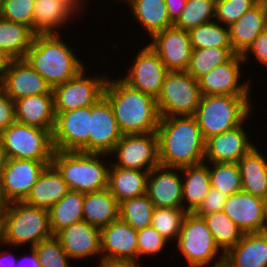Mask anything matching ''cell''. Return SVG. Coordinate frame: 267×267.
<instances>
[{
  "label": "cell",
  "mask_w": 267,
  "mask_h": 267,
  "mask_svg": "<svg viewBox=\"0 0 267 267\" xmlns=\"http://www.w3.org/2000/svg\"><path fill=\"white\" fill-rule=\"evenodd\" d=\"M157 135L159 165L182 168L204 162L205 140L194 116L161 117Z\"/></svg>",
  "instance_id": "1"
},
{
  "label": "cell",
  "mask_w": 267,
  "mask_h": 267,
  "mask_svg": "<svg viewBox=\"0 0 267 267\" xmlns=\"http://www.w3.org/2000/svg\"><path fill=\"white\" fill-rule=\"evenodd\" d=\"M116 78L108 77L103 96L112 107L121 133L157 132L161 117L156 98L132 88L120 77Z\"/></svg>",
  "instance_id": "2"
},
{
  "label": "cell",
  "mask_w": 267,
  "mask_h": 267,
  "mask_svg": "<svg viewBox=\"0 0 267 267\" xmlns=\"http://www.w3.org/2000/svg\"><path fill=\"white\" fill-rule=\"evenodd\" d=\"M62 36V31L34 34L30 48L23 58L46 80L52 89L76 77L87 68L81 58L74 53L76 52L75 48L72 50L70 44L68 45Z\"/></svg>",
  "instance_id": "3"
},
{
  "label": "cell",
  "mask_w": 267,
  "mask_h": 267,
  "mask_svg": "<svg viewBox=\"0 0 267 267\" xmlns=\"http://www.w3.org/2000/svg\"><path fill=\"white\" fill-rule=\"evenodd\" d=\"M109 157L104 153L55 150L51 164L62 175L70 190L86 194L107 188L112 161Z\"/></svg>",
  "instance_id": "4"
},
{
  "label": "cell",
  "mask_w": 267,
  "mask_h": 267,
  "mask_svg": "<svg viewBox=\"0 0 267 267\" xmlns=\"http://www.w3.org/2000/svg\"><path fill=\"white\" fill-rule=\"evenodd\" d=\"M251 95H201L193 115L204 140L240 126L256 109ZM253 103V104H252ZM254 108V109H252Z\"/></svg>",
  "instance_id": "5"
},
{
  "label": "cell",
  "mask_w": 267,
  "mask_h": 267,
  "mask_svg": "<svg viewBox=\"0 0 267 267\" xmlns=\"http://www.w3.org/2000/svg\"><path fill=\"white\" fill-rule=\"evenodd\" d=\"M52 236L48 209L20 201L3 210V247L30 248Z\"/></svg>",
  "instance_id": "6"
},
{
  "label": "cell",
  "mask_w": 267,
  "mask_h": 267,
  "mask_svg": "<svg viewBox=\"0 0 267 267\" xmlns=\"http://www.w3.org/2000/svg\"><path fill=\"white\" fill-rule=\"evenodd\" d=\"M175 243L187 267H207L224 261V253L216 245L203 217L187 212ZM220 256V257H219Z\"/></svg>",
  "instance_id": "7"
},
{
  "label": "cell",
  "mask_w": 267,
  "mask_h": 267,
  "mask_svg": "<svg viewBox=\"0 0 267 267\" xmlns=\"http://www.w3.org/2000/svg\"><path fill=\"white\" fill-rule=\"evenodd\" d=\"M200 98L198 80L187 71H168L156 98L160 117L193 116Z\"/></svg>",
  "instance_id": "8"
},
{
  "label": "cell",
  "mask_w": 267,
  "mask_h": 267,
  "mask_svg": "<svg viewBox=\"0 0 267 267\" xmlns=\"http://www.w3.org/2000/svg\"><path fill=\"white\" fill-rule=\"evenodd\" d=\"M0 140L6 150L8 159L52 161L55 151L52 143V133L49 130L17 121L0 132Z\"/></svg>",
  "instance_id": "9"
},
{
  "label": "cell",
  "mask_w": 267,
  "mask_h": 267,
  "mask_svg": "<svg viewBox=\"0 0 267 267\" xmlns=\"http://www.w3.org/2000/svg\"><path fill=\"white\" fill-rule=\"evenodd\" d=\"M86 68L76 77L53 88L55 112H67L95 104L103 97L109 74H89ZM86 74V75H85Z\"/></svg>",
  "instance_id": "10"
},
{
  "label": "cell",
  "mask_w": 267,
  "mask_h": 267,
  "mask_svg": "<svg viewBox=\"0 0 267 267\" xmlns=\"http://www.w3.org/2000/svg\"><path fill=\"white\" fill-rule=\"evenodd\" d=\"M109 155L117 167L151 171L159 165L157 132L122 135Z\"/></svg>",
  "instance_id": "11"
},
{
  "label": "cell",
  "mask_w": 267,
  "mask_h": 267,
  "mask_svg": "<svg viewBox=\"0 0 267 267\" xmlns=\"http://www.w3.org/2000/svg\"><path fill=\"white\" fill-rule=\"evenodd\" d=\"M55 113L56 122L52 132L54 150L88 153L90 106Z\"/></svg>",
  "instance_id": "12"
},
{
  "label": "cell",
  "mask_w": 267,
  "mask_h": 267,
  "mask_svg": "<svg viewBox=\"0 0 267 267\" xmlns=\"http://www.w3.org/2000/svg\"><path fill=\"white\" fill-rule=\"evenodd\" d=\"M138 51L127 74L120 78L132 88L157 98L168 70L148 44Z\"/></svg>",
  "instance_id": "13"
},
{
  "label": "cell",
  "mask_w": 267,
  "mask_h": 267,
  "mask_svg": "<svg viewBox=\"0 0 267 267\" xmlns=\"http://www.w3.org/2000/svg\"><path fill=\"white\" fill-rule=\"evenodd\" d=\"M242 64H245L242 55L234 54L227 62L200 77L198 84L201 95H251L252 78L241 81Z\"/></svg>",
  "instance_id": "14"
},
{
  "label": "cell",
  "mask_w": 267,
  "mask_h": 267,
  "mask_svg": "<svg viewBox=\"0 0 267 267\" xmlns=\"http://www.w3.org/2000/svg\"><path fill=\"white\" fill-rule=\"evenodd\" d=\"M52 161L10 158L1 173L2 188L9 203L24 201L33 184Z\"/></svg>",
  "instance_id": "15"
},
{
  "label": "cell",
  "mask_w": 267,
  "mask_h": 267,
  "mask_svg": "<svg viewBox=\"0 0 267 267\" xmlns=\"http://www.w3.org/2000/svg\"><path fill=\"white\" fill-rule=\"evenodd\" d=\"M102 261L138 264L137 230L118 218L100 229Z\"/></svg>",
  "instance_id": "16"
},
{
  "label": "cell",
  "mask_w": 267,
  "mask_h": 267,
  "mask_svg": "<svg viewBox=\"0 0 267 267\" xmlns=\"http://www.w3.org/2000/svg\"><path fill=\"white\" fill-rule=\"evenodd\" d=\"M122 135L109 101L101 97L90 106L88 153L109 155Z\"/></svg>",
  "instance_id": "17"
},
{
  "label": "cell",
  "mask_w": 267,
  "mask_h": 267,
  "mask_svg": "<svg viewBox=\"0 0 267 267\" xmlns=\"http://www.w3.org/2000/svg\"><path fill=\"white\" fill-rule=\"evenodd\" d=\"M243 233L267 230V200L243 190L227 197L222 210Z\"/></svg>",
  "instance_id": "18"
},
{
  "label": "cell",
  "mask_w": 267,
  "mask_h": 267,
  "mask_svg": "<svg viewBox=\"0 0 267 267\" xmlns=\"http://www.w3.org/2000/svg\"><path fill=\"white\" fill-rule=\"evenodd\" d=\"M148 45L158 54L168 71H186L192 46L188 31L174 26L155 33Z\"/></svg>",
  "instance_id": "19"
},
{
  "label": "cell",
  "mask_w": 267,
  "mask_h": 267,
  "mask_svg": "<svg viewBox=\"0 0 267 267\" xmlns=\"http://www.w3.org/2000/svg\"><path fill=\"white\" fill-rule=\"evenodd\" d=\"M250 117L252 114L240 126L206 139L204 162L237 163L256 146L243 125Z\"/></svg>",
  "instance_id": "20"
},
{
  "label": "cell",
  "mask_w": 267,
  "mask_h": 267,
  "mask_svg": "<svg viewBox=\"0 0 267 267\" xmlns=\"http://www.w3.org/2000/svg\"><path fill=\"white\" fill-rule=\"evenodd\" d=\"M0 85L13 101L28 96L53 94L51 86L24 59L12 61Z\"/></svg>",
  "instance_id": "21"
},
{
  "label": "cell",
  "mask_w": 267,
  "mask_h": 267,
  "mask_svg": "<svg viewBox=\"0 0 267 267\" xmlns=\"http://www.w3.org/2000/svg\"><path fill=\"white\" fill-rule=\"evenodd\" d=\"M71 260H86L93 256L102 261L100 228L82 221L65 227L54 235Z\"/></svg>",
  "instance_id": "22"
},
{
  "label": "cell",
  "mask_w": 267,
  "mask_h": 267,
  "mask_svg": "<svg viewBox=\"0 0 267 267\" xmlns=\"http://www.w3.org/2000/svg\"><path fill=\"white\" fill-rule=\"evenodd\" d=\"M181 168L158 165L149 172L146 194L155 207L183 208Z\"/></svg>",
  "instance_id": "23"
},
{
  "label": "cell",
  "mask_w": 267,
  "mask_h": 267,
  "mask_svg": "<svg viewBox=\"0 0 267 267\" xmlns=\"http://www.w3.org/2000/svg\"><path fill=\"white\" fill-rule=\"evenodd\" d=\"M79 16V12L65 0H35L32 32L59 33L65 25L67 27L70 22L74 24Z\"/></svg>",
  "instance_id": "24"
},
{
  "label": "cell",
  "mask_w": 267,
  "mask_h": 267,
  "mask_svg": "<svg viewBox=\"0 0 267 267\" xmlns=\"http://www.w3.org/2000/svg\"><path fill=\"white\" fill-rule=\"evenodd\" d=\"M224 262L229 267H267V230L244 233L224 254Z\"/></svg>",
  "instance_id": "25"
},
{
  "label": "cell",
  "mask_w": 267,
  "mask_h": 267,
  "mask_svg": "<svg viewBox=\"0 0 267 267\" xmlns=\"http://www.w3.org/2000/svg\"><path fill=\"white\" fill-rule=\"evenodd\" d=\"M15 111L17 122L53 132L56 122L54 94L28 96L15 100Z\"/></svg>",
  "instance_id": "26"
},
{
  "label": "cell",
  "mask_w": 267,
  "mask_h": 267,
  "mask_svg": "<svg viewBox=\"0 0 267 267\" xmlns=\"http://www.w3.org/2000/svg\"><path fill=\"white\" fill-rule=\"evenodd\" d=\"M266 28V13L257 2L228 27L230 44L235 54L243 55Z\"/></svg>",
  "instance_id": "27"
},
{
  "label": "cell",
  "mask_w": 267,
  "mask_h": 267,
  "mask_svg": "<svg viewBox=\"0 0 267 267\" xmlns=\"http://www.w3.org/2000/svg\"><path fill=\"white\" fill-rule=\"evenodd\" d=\"M66 181L59 171L48 165L33 184L29 195L23 201L28 205L50 209L69 191Z\"/></svg>",
  "instance_id": "28"
},
{
  "label": "cell",
  "mask_w": 267,
  "mask_h": 267,
  "mask_svg": "<svg viewBox=\"0 0 267 267\" xmlns=\"http://www.w3.org/2000/svg\"><path fill=\"white\" fill-rule=\"evenodd\" d=\"M254 146L237 162L242 190L267 200V156Z\"/></svg>",
  "instance_id": "29"
},
{
  "label": "cell",
  "mask_w": 267,
  "mask_h": 267,
  "mask_svg": "<svg viewBox=\"0 0 267 267\" xmlns=\"http://www.w3.org/2000/svg\"><path fill=\"white\" fill-rule=\"evenodd\" d=\"M149 172L117 167L111 162L107 188L118 203L126 199L141 196L146 194Z\"/></svg>",
  "instance_id": "30"
},
{
  "label": "cell",
  "mask_w": 267,
  "mask_h": 267,
  "mask_svg": "<svg viewBox=\"0 0 267 267\" xmlns=\"http://www.w3.org/2000/svg\"><path fill=\"white\" fill-rule=\"evenodd\" d=\"M131 17L151 38L155 33L173 26L169 20L165 0H129L126 4Z\"/></svg>",
  "instance_id": "31"
},
{
  "label": "cell",
  "mask_w": 267,
  "mask_h": 267,
  "mask_svg": "<svg viewBox=\"0 0 267 267\" xmlns=\"http://www.w3.org/2000/svg\"><path fill=\"white\" fill-rule=\"evenodd\" d=\"M182 201L186 212H193L207 195L211 184L209 162L181 168Z\"/></svg>",
  "instance_id": "32"
},
{
  "label": "cell",
  "mask_w": 267,
  "mask_h": 267,
  "mask_svg": "<svg viewBox=\"0 0 267 267\" xmlns=\"http://www.w3.org/2000/svg\"><path fill=\"white\" fill-rule=\"evenodd\" d=\"M84 221L102 228L119 218V203L108 188L84 194Z\"/></svg>",
  "instance_id": "33"
},
{
  "label": "cell",
  "mask_w": 267,
  "mask_h": 267,
  "mask_svg": "<svg viewBox=\"0 0 267 267\" xmlns=\"http://www.w3.org/2000/svg\"><path fill=\"white\" fill-rule=\"evenodd\" d=\"M83 201L84 193L69 190L48 210L53 235L65 227L84 221Z\"/></svg>",
  "instance_id": "34"
},
{
  "label": "cell",
  "mask_w": 267,
  "mask_h": 267,
  "mask_svg": "<svg viewBox=\"0 0 267 267\" xmlns=\"http://www.w3.org/2000/svg\"><path fill=\"white\" fill-rule=\"evenodd\" d=\"M33 37L34 33L25 24L0 19V49L14 60L24 58Z\"/></svg>",
  "instance_id": "35"
},
{
  "label": "cell",
  "mask_w": 267,
  "mask_h": 267,
  "mask_svg": "<svg viewBox=\"0 0 267 267\" xmlns=\"http://www.w3.org/2000/svg\"><path fill=\"white\" fill-rule=\"evenodd\" d=\"M216 245L225 254L234 247L243 236V231L223 211L202 216Z\"/></svg>",
  "instance_id": "36"
},
{
  "label": "cell",
  "mask_w": 267,
  "mask_h": 267,
  "mask_svg": "<svg viewBox=\"0 0 267 267\" xmlns=\"http://www.w3.org/2000/svg\"><path fill=\"white\" fill-rule=\"evenodd\" d=\"M155 206L147 194L119 203V218L135 230L151 226Z\"/></svg>",
  "instance_id": "37"
},
{
  "label": "cell",
  "mask_w": 267,
  "mask_h": 267,
  "mask_svg": "<svg viewBox=\"0 0 267 267\" xmlns=\"http://www.w3.org/2000/svg\"><path fill=\"white\" fill-rule=\"evenodd\" d=\"M192 49L202 48H232L229 39V29L220 22L213 20L201 24L188 31Z\"/></svg>",
  "instance_id": "38"
},
{
  "label": "cell",
  "mask_w": 267,
  "mask_h": 267,
  "mask_svg": "<svg viewBox=\"0 0 267 267\" xmlns=\"http://www.w3.org/2000/svg\"><path fill=\"white\" fill-rule=\"evenodd\" d=\"M234 54L232 48L192 49L190 63L186 71L198 80L216 66L227 62Z\"/></svg>",
  "instance_id": "39"
},
{
  "label": "cell",
  "mask_w": 267,
  "mask_h": 267,
  "mask_svg": "<svg viewBox=\"0 0 267 267\" xmlns=\"http://www.w3.org/2000/svg\"><path fill=\"white\" fill-rule=\"evenodd\" d=\"M215 2L216 0H187L180 17L173 26L189 31L215 20Z\"/></svg>",
  "instance_id": "40"
},
{
  "label": "cell",
  "mask_w": 267,
  "mask_h": 267,
  "mask_svg": "<svg viewBox=\"0 0 267 267\" xmlns=\"http://www.w3.org/2000/svg\"><path fill=\"white\" fill-rule=\"evenodd\" d=\"M211 187L222 191L227 196L242 190L240 170L237 163L209 162Z\"/></svg>",
  "instance_id": "41"
},
{
  "label": "cell",
  "mask_w": 267,
  "mask_h": 267,
  "mask_svg": "<svg viewBox=\"0 0 267 267\" xmlns=\"http://www.w3.org/2000/svg\"><path fill=\"white\" fill-rule=\"evenodd\" d=\"M186 213L183 208L155 207L151 226L171 243L177 240Z\"/></svg>",
  "instance_id": "42"
},
{
  "label": "cell",
  "mask_w": 267,
  "mask_h": 267,
  "mask_svg": "<svg viewBox=\"0 0 267 267\" xmlns=\"http://www.w3.org/2000/svg\"><path fill=\"white\" fill-rule=\"evenodd\" d=\"M33 248L39 257L40 267H72L71 258L54 235L42 240Z\"/></svg>",
  "instance_id": "43"
},
{
  "label": "cell",
  "mask_w": 267,
  "mask_h": 267,
  "mask_svg": "<svg viewBox=\"0 0 267 267\" xmlns=\"http://www.w3.org/2000/svg\"><path fill=\"white\" fill-rule=\"evenodd\" d=\"M168 241L163 238L157 230L152 226L145 227L137 231V247H138V264L141 263V258H148L162 254L168 245Z\"/></svg>",
  "instance_id": "44"
},
{
  "label": "cell",
  "mask_w": 267,
  "mask_h": 267,
  "mask_svg": "<svg viewBox=\"0 0 267 267\" xmlns=\"http://www.w3.org/2000/svg\"><path fill=\"white\" fill-rule=\"evenodd\" d=\"M256 3L257 0H216L215 20L229 27Z\"/></svg>",
  "instance_id": "45"
},
{
  "label": "cell",
  "mask_w": 267,
  "mask_h": 267,
  "mask_svg": "<svg viewBox=\"0 0 267 267\" xmlns=\"http://www.w3.org/2000/svg\"><path fill=\"white\" fill-rule=\"evenodd\" d=\"M35 0H3L2 19L22 23L32 31Z\"/></svg>",
  "instance_id": "46"
},
{
  "label": "cell",
  "mask_w": 267,
  "mask_h": 267,
  "mask_svg": "<svg viewBox=\"0 0 267 267\" xmlns=\"http://www.w3.org/2000/svg\"><path fill=\"white\" fill-rule=\"evenodd\" d=\"M227 195L222 191L210 187L207 195L200 205L193 211L198 216L222 211L227 200Z\"/></svg>",
  "instance_id": "47"
},
{
  "label": "cell",
  "mask_w": 267,
  "mask_h": 267,
  "mask_svg": "<svg viewBox=\"0 0 267 267\" xmlns=\"http://www.w3.org/2000/svg\"><path fill=\"white\" fill-rule=\"evenodd\" d=\"M250 54L253 55L254 60L262 65L264 69H267V28L259 34L252 45L242 55L244 63L247 64Z\"/></svg>",
  "instance_id": "48"
},
{
  "label": "cell",
  "mask_w": 267,
  "mask_h": 267,
  "mask_svg": "<svg viewBox=\"0 0 267 267\" xmlns=\"http://www.w3.org/2000/svg\"><path fill=\"white\" fill-rule=\"evenodd\" d=\"M16 122L15 101L7 94L0 85V132Z\"/></svg>",
  "instance_id": "49"
},
{
  "label": "cell",
  "mask_w": 267,
  "mask_h": 267,
  "mask_svg": "<svg viewBox=\"0 0 267 267\" xmlns=\"http://www.w3.org/2000/svg\"><path fill=\"white\" fill-rule=\"evenodd\" d=\"M169 20L174 24L180 17L187 0H165Z\"/></svg>",
  "instance_id": "50"
},
{
  "label": "cell",
  "mask_w": 267,
  "mask_h": 267,
  "mask_svg": "<svg viewBox=\"0 0 267 267\" xmlns=\"http://www.w3.org/2000/svg\"><path fill=\"white\" fill-rule=\"evenodd\" d=\"M29 250H30L29 255H23V256H26V257H23V259L21 258L20 261L17 260L16 267H21L22 265L24 267H25V265H26V267H40L39 257L37 255L35 249L33 247H30ZM22 262L24 264H22Z\"/></svg>",
  "instance_id": "51"
},
{
  "label": "cell",
  "mask_w": 267,
  "mask_h": 267,
  "mask_svg": "<svg viewBox=\"0 0 267 267\" xmlns=\"http://www.w3.org/2000/svg\"><path fill=\"white\" fill-rule=\"evenodd\" d=\"M3 246V243H0V247ZM1 249V248H0ZM9 250H0V267H16L17 257L12 255Z\"/></svg>",
  "instance_id": "52"
},
{
  "label": "cell",
  "mask_w": 267,
  "mask_h": 267,
  "mask_svg": "<svg viewBox=\"0 0 267 267\" xmlns=\"http://www.w3.org/2000/svg\"><path fill=\"white\" fill-rule=\"evenodd\" d=\"M14 59L7 54L4 50L0 49V80L5 75V72L10 67Z\"/></svg>",
  "instance_id": "53"
},
{
  "label": "cell",
  "mask_w": 267,
  "mask_h": 267,
  "mask_svg": "<svg viewBox=\"0 0 267 267\" xmlns=\"http://www.w3.org/2000/svg\"><path fill=\"white\" fill-rule=\"evenodd\" d=\"M98 267H141L142 264L135 263H123V262H98Z\"/></svg>",
  "instance_id": "54"
},
{
  "label": "cell",
  "mask_w": 267,
  "mask_h": 267,
  "mask_svg": "<svg viewBox=\"0 0 267 267\" xmlns=\"http://www.w3.org/2000/svg\"><path fill=\"white\" fill-rule=\"evenodd\" d=\"M65 1H67L69 4H71L80 13V15L83 14V16H84V12L87 11V8H85V6L86 7L88 6V5H86L87 3H85L86 0H65ZM85 9H86V11H85Z\"/></svg>",
  "instance_id": "55"
},
{
  "label": "cell",
  "mask_w": 267,
  "mask_h": 267,
  "mask_svg": "<svg viewBox=\"0 0 267 267\" xmlns=\"http://www.w3.org/2000/svg\"><path fill=\"white\" fill-rule=\"evenodd\" d=\"M7 161H8V157L6 154V150L3 146L2 141L0 140V175L3 171V169L5 168Z\"/></svg>",
  "instance_id": "56"
},
{
  "label": "cell",
  "mask_w": 267,
  "mask_h": 267,
  "mask_svg": "<svg viewBox=\"0 0 267 267\" xmlns=\"http://www.w3.org/2000/svg\"><path fill=\"white\" fill-rule=\"evenodd\" d=\"M9 202L7 201L4 192H3V188H2V179H1V175H0V209L4 210L7 206H8Z\"/></svg>",
  "instance_id": "57"
},
{
  "label": "cell",
  "mask_w": 267,
  "mask_h": 267,
  "mask_svg": "<svg viewBox=\"0 0 267 267\" xmlns=\"http://www.w3.org/2000/svg\"><path fill=\"white\" fill-rule=\"evenodd\" d=\"M0 243H3V210L0 209Z\"/></svg>",
  "instance_id": "58"
},
{
  "label": "cell",
  "mask_w": 267,
  "mask_h": 267,
  "mask_svg": "<svg viewBox=\"0 0 267 267\" xmlns=\"http://www.w3.org/2000/svg\"><path fill=\"white\" fill-rule=\"evenodd\" d=\"M257 2L260 4L262 10L266 13L267 16V0H257Z\"/></svg>",
  "instance_id": "59"
},
{
  "label": "cell",
  "mask_w": 267,
  "mask_h": 267,
  "mask_svg": "<svg viewBox=\"0 0 267 267\" xmlns=\"http://www.w3.org/2000/svg\"><path fill=\"white\" fill-rule=\"evenodd\" d=\"M207 267H229V266L223 261L222 263H219L217 265L207 266Z\"/></svg>",
  "instance_id": "60"
},
{
  "label": "cell",
  "mask_w": 267,
  "mask_h": 267,
  "mask_svg": "<svg viewBox=\"0 0 267 267\" xmlns=\"http://www.w3.org/2000/svg\"><path fill=\"white\" fill-rule=\"evenodd\" d=\"M3 0H0V19L2 18Z\"/></svg>",
  "instance_id": "61"
},
{
  "label": "cell",
  "mask_w": 267,
  "mask_h": 267,
  "mask_svg": "<svg viewBox=\"0 0 267 267\" xmlns=\"http://www.w3.org/2000/svg\"><path fill=\"white\" fill-rule=\"evenodd\" d=\"M86 1H87V4H88V3H91L90 1L88 2V0H86ZM114 1H116V0H114ZM119 1H120L121 3H125V4H127L129 0H119ZM116 2H118V0H117Z\"/></svg>",
  "instance_id": "62"
}]
</instances>
